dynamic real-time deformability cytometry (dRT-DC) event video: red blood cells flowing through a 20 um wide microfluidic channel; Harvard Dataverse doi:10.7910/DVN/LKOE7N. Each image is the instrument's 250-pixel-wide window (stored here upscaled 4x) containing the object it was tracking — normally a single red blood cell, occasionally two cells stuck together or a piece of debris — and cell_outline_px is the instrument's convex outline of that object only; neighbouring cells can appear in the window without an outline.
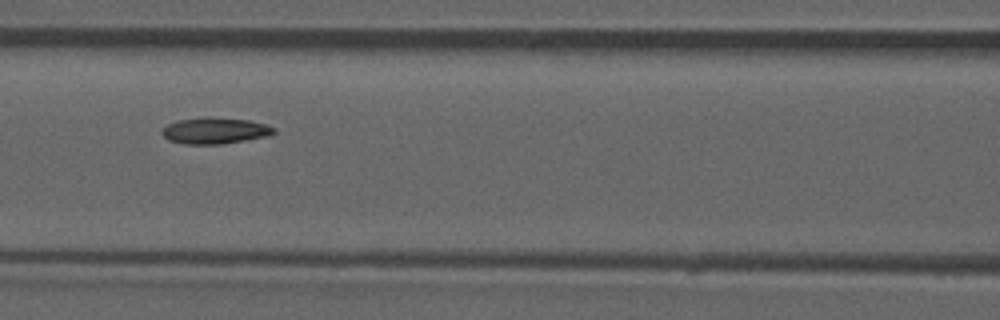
{"species": "common noctule bat (a hibernating species)", "species_latin": "Nyctalus noctula", "temperature_condition": "room temperature", "stored_images_in_passage": 54, "camera_frame_rate_fps": 3000, "um_per_image_px": 0.085, "animal": {"sex": "male", "forearm_length_mm": 52.5}, "frame": {"image": 1, "passage_image": 24, "time_ms": 7.667, "image_size_px": [1000, 320], "cell_outline_px": [[276, 132], [268, 136], [248, 140], [220, 144], [184, 144], [168, 140], [160, 132], [168, 124], [176, 120], [208, 116], [248, 120], [264, 124], [276, 128]], "centroid_in_image_um": [18.27, 11.1], "position_along_channel_um": 148.3, "area_um2": 17.28}, "authors_computed_cell_mechanics": {"area_um2": 16.9643, "velocity_mm_per_s": 3.8611, "shape_relaxation_time_tau1_ms": null, "shape_relaxation_time_tau2_ms": 6.5504, "deformation_change_tau1": null, "deformation_change_tau2": 0.0987}}